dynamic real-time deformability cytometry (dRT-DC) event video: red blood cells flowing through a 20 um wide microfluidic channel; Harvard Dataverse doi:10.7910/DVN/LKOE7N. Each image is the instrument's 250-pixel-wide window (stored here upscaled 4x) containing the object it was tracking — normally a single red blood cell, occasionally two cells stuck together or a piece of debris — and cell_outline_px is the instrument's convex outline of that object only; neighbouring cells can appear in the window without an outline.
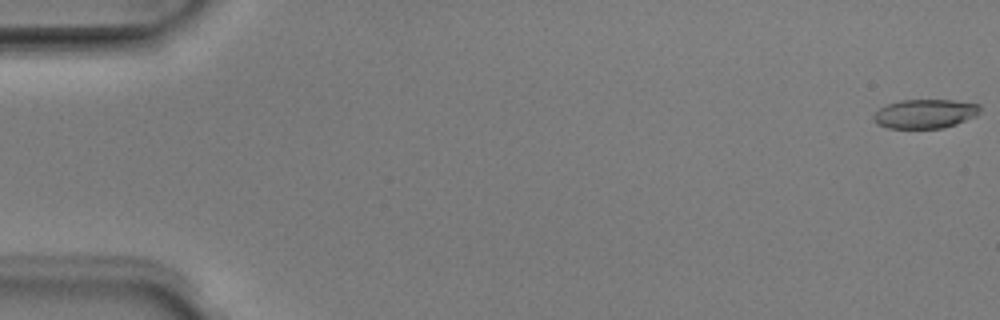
{"species": "Egyptian fruit bat (a non-hibernating species)", "species_latin": "Rousettus aegyptiacus", "temperature_condition": "room temperature", "stored_images_in_passage": 51, "camera_frame_rate_fps": 3000, "um_per_image_px": 0.085, "animal": {"sex": "male"}, "frame": {"image": 1, "passage_image": 1, "time_ms": 0.0, "image_size_px": [1000, 320], "cell_outline_px": [[980, 112], [976, 116], [956, 124], [944, 128], [888, 128], [876, 124], [872, 120], [872, 116], [880, 108], [888, 104], [900, 100], [952, 100], [980, 104]], "centroid_in_image_um": [78.62, 9.67], "position_along_channel_um": 6.4, "area_um2": 18.15}}
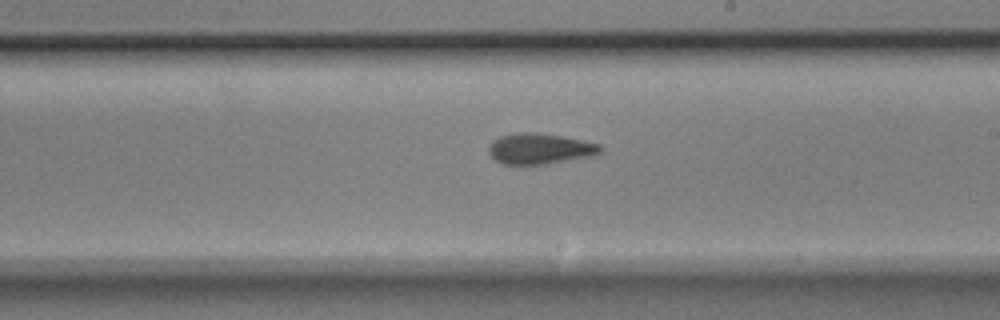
{"frame": {"image": 2, "passage_image": 30, "time_ms": 9.667, "image_size_px": [1000, 320], "cell_outline_px": [[604, 148], [596, 156], [544, 164], [504, 164], [496, 160], [488, 152], [488, 148], [492, 140], [500, 136], [512, 132], [536, 132], [560, 136], [600, 144]], "centroid_in_image_um": [45.89, 12.63], "position_along_channel_um": 243.1, "area_um2": 20.11}}
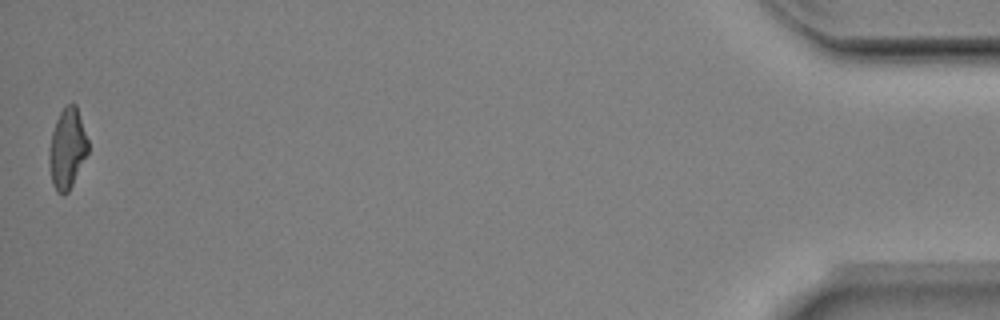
{"frame": {"image": 3, "passage_image": 51, "time_ms": 16.667, "image_size_px": [1000, 320], "cell_outline_px": [[88, 152], [68, 192], [64, 196], [56, 192], [52, 184], [48, 160], [48, 156], [52, 132], [56, 120], [60, 112], [68, 104], [76, 104], [88, 140]], "centroid_in_image_um": [5.7, 12.65], "position_along_channel_um": 429.5, "area_um2": 18.09}, "authors_computed_cell_mechanics": {"area_um2": 19.2474, "velocity_mm_per_s": 4.0051, "shape_relaxation_time_tau1_ms": 4.0168, "shape_relaxation_time_tau2_ms": 3.34, "deformation_change_tau1": 0.1669, "deformation_change_tau2": 0.1013}}